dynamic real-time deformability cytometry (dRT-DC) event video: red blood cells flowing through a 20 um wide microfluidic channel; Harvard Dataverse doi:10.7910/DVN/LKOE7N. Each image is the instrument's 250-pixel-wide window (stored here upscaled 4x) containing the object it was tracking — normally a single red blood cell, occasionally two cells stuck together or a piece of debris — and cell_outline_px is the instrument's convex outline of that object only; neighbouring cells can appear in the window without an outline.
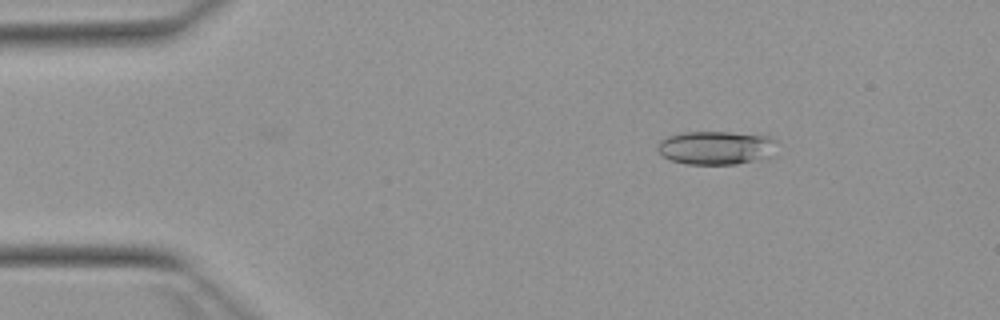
{"species": "Egyptian fruit bat (a non-hibernating species)", "species_latin": "Rousettus aegyptiacus", "temperature_condition": "warm", "stored_images_in_passage": 47, "camera_frame_rate_fps": 3000, "um_per_image_px": 0.085, "animal": {"sex": "female"}, "frame": {"image": 1, "passage_image": 8, "time_ms": 2.333, "image_size_px": [1000, 320], "cell_outline_px": [[776, 156], [736, 164], [684, 164], [672, 160], [664, 156], [656, 148], [660, 140], [668, 136], [680, 132], [728, 132], [768, 136], [776, 140]], "centroid_in_image_um": [60.91, 12.56], "position_along_channel_um": 24.1, "area_um2": 23.58}}
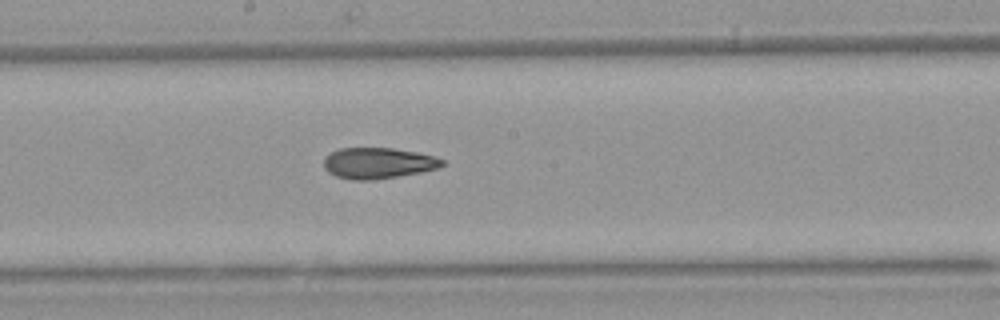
{"frame": {"image": 2, "passage_image": 28, "time_ms": 9.0, "image_size_px": [1000, 320], "cell_outline_px": [[448, 164], [440, 168], [420, 172], [372, 180], [352, 180], [336, 176], [328, 172], [324, 168], [324, 156], [340, 148], [392, 148], [416, 152], [432, 156], [444, 160]], "centroid_in_image_um": [32.14, 13.86], "position_along_channel_um": 216.1, "area_um2": 21.39}}
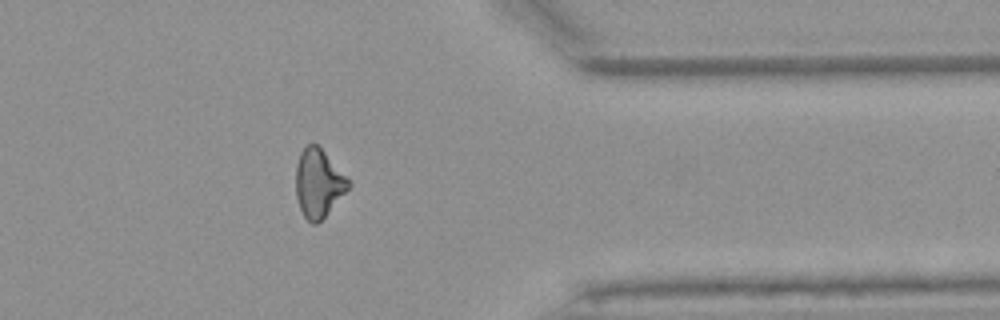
{"frame": {"image": 3, "passage_image": 42, "time_ms": 13.667, "image_size_px": [1000, 320], "cell_outline_px": [[352, 184], [324, 216], [316, 224], [312, 224], [304, 216], [300, 208], [296, 196], [296, 164], [300, 152], [304, 144], [312, 140], [352, 180]], "centroid_in_image_um": [27.06, 15.51], "position_along_channel_um": 384.3, "area_um2": 21.04}}